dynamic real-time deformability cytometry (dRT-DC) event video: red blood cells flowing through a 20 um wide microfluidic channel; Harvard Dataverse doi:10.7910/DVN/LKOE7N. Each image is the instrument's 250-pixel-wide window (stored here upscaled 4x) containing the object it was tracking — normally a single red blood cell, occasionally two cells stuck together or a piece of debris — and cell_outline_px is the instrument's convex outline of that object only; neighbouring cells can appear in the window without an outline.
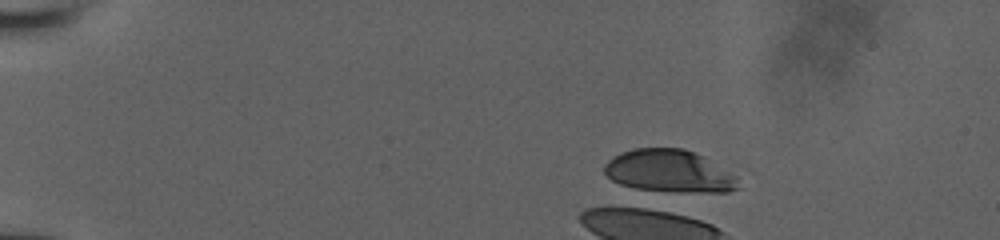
{"species": "human", "species_latin": "Homo sapiens", "temperature_condition": "room temperature", "stored_images_in_passage": 3, "camera_frame_rate_fps": 3000, "um_per_image_px": 0.085, "donor": {"sex": "male"}, "frame": {"image": 1, "passage_image": 3, "time_ms": 2.333, "image_size_px": [1000, 240], "cell_outline_px": [[740, 188], [728, 192], [644, 192], [620, 184], [612, 180], [604, 172], [604, 164], [612, 156], [620, 152], [636, 148], [684, 148], [704, 156], [736, 176]], "centroid_in_image_um": [56.86, 14.57], "position_along_channel_um": 28.1, "area_um2": 33.87}}